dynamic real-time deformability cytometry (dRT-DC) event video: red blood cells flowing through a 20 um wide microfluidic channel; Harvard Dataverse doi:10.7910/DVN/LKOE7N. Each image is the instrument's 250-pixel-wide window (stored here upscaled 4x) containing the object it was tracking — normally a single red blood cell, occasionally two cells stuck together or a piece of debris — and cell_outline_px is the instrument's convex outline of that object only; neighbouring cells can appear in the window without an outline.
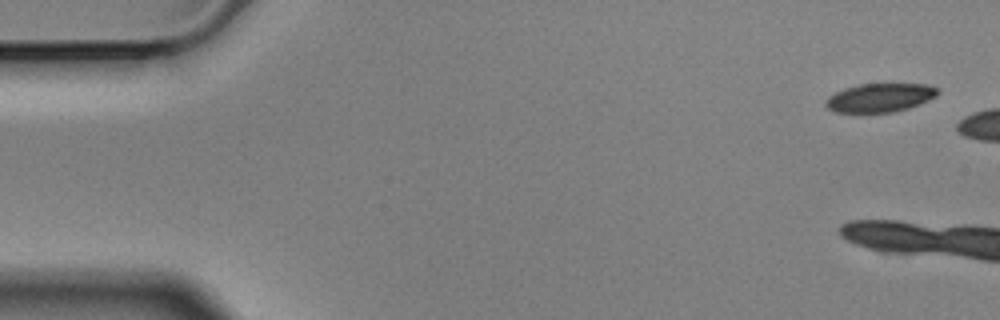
{"species": "Egyptian fruit bat (a non-hibernating species)", "species_latin": "Rousettus aegyptiacus", "temperature_condition": "cold", "stored_images_in_passage": 4, "camera_frame_rate_fps": 3000, "um_per_image_px": 0.085, "animal": {"sex": "male"}, "frame": {"image": 1, "passage_image": 1, "time_ms": 0.0, "image_size_px": [1000, 320], "cell_outline_px": [[940, 92], [936, 96], [928, 100], [908, 108], [892, 112], [856, 116], [836, 112], [828, 108], [824, 104], [824, 100], [828, 96], [844, 88], [860, 84], [924, 84], [936, 88]], "centroid_in_image_um": [74.69, 8.35], "position_along_channel_um": 10.3, "area_um2": 19.36}}